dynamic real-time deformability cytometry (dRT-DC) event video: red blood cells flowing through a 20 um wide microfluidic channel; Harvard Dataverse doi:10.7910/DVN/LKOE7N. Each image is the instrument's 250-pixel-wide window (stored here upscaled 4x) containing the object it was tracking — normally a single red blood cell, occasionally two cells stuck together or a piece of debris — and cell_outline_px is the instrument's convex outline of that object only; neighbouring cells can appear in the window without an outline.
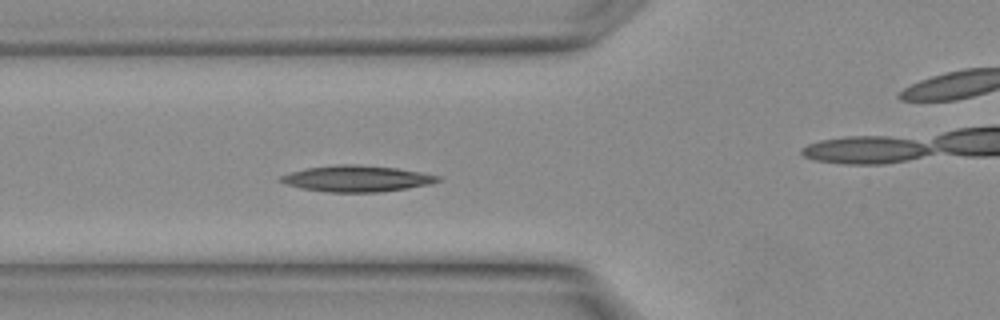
{"species": "Egyptian fruit bat (a non-hibernating species)", "species_latin": "Rousettus aegyptiacus", "temperature_condition": "warm", "stored_images_in_passage": 13, "camera_frame_rate_fps": 3000, "um_per_image_px": 0.085, "animal": {"sex": "female"}, "frame": {"image": 1, "passage_image": 10, "time_ms": 3.0, "image_size_px": [1000, 320], "cell_outline_px": [[440, 180], [428, 184], [380, 192], [328, 192], [300, 188], [276, 180], [280, 176], [288, 172], [308, 168], [336, 164], [360, 164], [396, 168], [420, 172], [440, 176]], "centroid_in_image_um": [30.26, 15.17], "position_along_channel_um": 95.5, "area_um2": 23.87}}